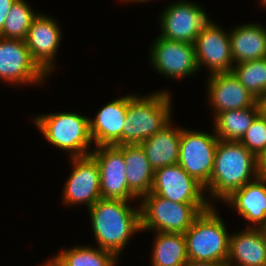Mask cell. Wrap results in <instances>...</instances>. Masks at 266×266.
I'll return each mask as SVG.
<instances>
[{
    "label": "cell",
    "mask_w": 266,
    "mask_h": 266,
    "mask_svg": "<svg viewBox=\"0 0 266 266\" xmlns=\"http://www.w3.org/2000/svg\"><path fill=\"white\" fill-rule=\"evenodd\" d=\"M231 56L235 64L266 58V28L247 23L229 31Z\"/></svg>",
    "instance_id": "20"
},
{
    "label": "cell",
    "mask_w": 266,
    "mask_h": 266,
    "mask_svg": "<svg viewBox=\"0 0 266 266\" xmlns=\"http://www.w3.org/2000/svg\"><path fill=\"white\" fill-rule=\"evenodd\" d=\"M231 72L259 101L266 97V58L234 64Z\"/></svg>",
    "instance_id": "26"
},
{
    "label": "cell",
    "mask_w": 266,
    "mask_h": 266,
    "mask_svg": "<svg viewBox=\"0 0 266 266\" xmlns=\"http://www.w3.org/2000/svg\"><path fill=\"white\" fill-rule=\"evenodd\" d=\"M230 234L212 205L202 212L184 233L188 260L226 265Z\"/></svg>",
    "instance_id": "4"
},
{
    "label": "cell",
    "mask_w": 266,
    "mask_h": 266,
    "mask_svg": "<svg viewBox=\"0 0 266 266\" xmlns=\"http://www.w3.org/2000/svg\"><path fill=\"white\" fill-rule=\"evenodd\" d=\"M39 132L52 146L67 151L70 157H84L92 139L89 118L74 112L41 114L33 119Z\"/></svg>",
    "instance_id": "6"
},
{
    "label": "cell",
    "mask_w": 266,
    "mask_h": 266,
    "mask_svg": "<svg viewBox=\"0 0 266 266\" xmlns=\"http://www.w3.org/2000/svg\"><path fill=\"white\" fill-rule=\"evenodd\" d=\"M259 173L261 177L266 178V152L259 159Z\"/></svg>",
    "instance_id": "31"
},
{
    "label": "cell",
    "mask_w": 266,
    "mask_h": 266,
    "mask_svg": "<svg viewBox=\"0 0 266 266\" xmlns=\"http://www.w3.org/2000/svg\"><path fill=\"white\" fill-rule=\"evenodd\" d=\"M263 229V232H264V236H265V239H266V227L262 228Z\"/></svg>",
    "instance_id": "36"
},
{
    "label": "cell",
    "mask_w": 266,
    "mask_h": 266,
    "mask_svg": "<svg viewBox=\"0 0 266 266\" xmlns=\"http://www.w3.org/2000/svg\"><path fill=\"white\" fill-rule=\"evenodd\" d=\"M260 113L259 101L250 108L218 113L214 117V132L219 140L239 142Z\"/></svg>",
    "instance_id": "23"
},
{
    "label": "cell",
    "mask_w": 266,
    "mask_h": 266,
    "mask_svg": "<svg viewBox=\"0 0 266 266\" xmlns=\"http://www.w3.org/2000/svg\"><path fill=\"white\" fill-rule=\"evenodd\" d=\"M122 199H99L87 211L98 247L118 258L131 236L141 231L140 207Z\"/></svg>",
    "instance_id": "2"
},
{
    "label": "cell",
    "mask_w": 266,
    "mask_h": 266,
    "mask_svg": "<svg viewBox=\"0 0 266 266\" xmlns=\"http://www.w3.org/2000/svg\"><path fill=\"white\" fill-rule=\"evenodd\" d=\"M59 266H115V254L99 247L75 246L63 249L52 258Z\"/></svg>",
    "instance_id": "25"
},
{
    "label": "cell",
    "mask_w": 266,
    "mask_h": 266,
    "mask_svg": "<svg viewBox=\"0 0 266 266\" xmlns=\"http://www.w3.org/2000/svg\"><path fill=\"white\" fill-rule=\"evenodd\" d=\"M223 202L250 222L248 228L266 227V178L259 175L241 189L235 190Z\"/></svg>",
    "instance_id": "18"
},
{
    "label": "cell",
    "mask_w": 266,
    "mask_h": 266,
    "mask_svg": "<svg viewBox=\"0 0 266 266\" xmlns=\"http://www.w3.org/2000/svg\"><path fill=\"white\" fill-rule=\"evenodd\" d=\"M46 264L42 265V266H59L52 258L50 259V261L48 260V262H45Z\"/></svg>",
    "instance_id": "33"
},
{
    "label": "cell",
    "mask_w": 266,
    "mask_h": 266,
    "mask_svg": "<svg viewBox=\"0 0 266 266\" xmlns=\"http://www.w3.org/2000/svg\"><path fill=\"white\" fill-rule=\"evenodd\" d=\"M60 28L49 14H38L24 40L33 60L48 76L56 66L54 61L62 39Z\"/></svg>",
    "instance_id": "15"
},
{
    "label": "cell",
    "mask_w": 266,
    "mask_h": 266,
    "mask_svg": "<svg viewBox=\"0 0 266 266\" xmlns=\"http://www.w3.org/2000/svg\"><path fill=\"white\" fill-rule=\"evenodd\" d=\"M208 84V102L214 116L223 111L250 108L259 101L232 72L212 74Z\"/></svg>",
    "instance_id": "16"
},
{
    "label": "cell",
    "mask_w": 266,
    "mask_h": 266,
    "mask_svg": "<svg viewBox=\"0 0 266 266\" xmlns=\"http://www.w3.org/2000/svg\"><path fill=\"white\" fill-rule=\"evenodd\" d=\"M16 0H0V32L4 26L7 15Z\"/></svg>",
    "instance_id": "29"
},
{
    "label": "cell",
    "mask_w": 266,
    "mask_h": 266,
    "mask_svg": "<svg viewBox=\"0 0 266 266\" xmlns=\"http://www.w3.org/2000/svg\"><path fill=\"white\" fill-rule=\"evenodd\" d=\"M171 123L140 144L154 171L178 164L181 128Z\"/></svg>",
    "instance_id": "21"
},
{
    "label": "cell",
    "mask_w": 266,
    "mask_h": 266,
    "mask_svg": "<svg viewBox=\"0 0 266 266\" xmlns=\"http://www.w3.org/2000/svg\"><path fill=\"white\" fill-rule=\"evenodd\" d=\"M259 175V159L253 153L240 142L219 140L210 181L204 187L212 198L208 201H224Z\"/></svg>",
    "instance_id": "1"
},
{
    "label": "cell",
    "mask_w": 266,
    "mask_h": 266,
    "mask_svg": "<svg viewBox=\"0 0 266 266\" xmlns=\"http://www.w3.org/2000/svg\"><path fill=\"white\" fill-rule=\"evenodd\" d=\"M195 53L199 69L203 66L210 75L231 72L234 61L231 56L229 32L209 21L196 37Z\"/></svg>",
    "instance_id": "14"
},
{
    "label": "cell",
    "mask_w": 266,
    "mask_h": 266,
    "mask_svg": "<svg viewBox=\"0 0 266 266\" xmlns=\"http://www.w3.org/2000/svg\"><path fill=\"white\" fill-rule=\"evenodd\" d=\"M259 2L261 3L262 7H266V0H259Z\"/></svg>",
    "instance_id": "35"
},
{
    "label": "cell",
    "mask_w": 266,
    "mask_h": 266,
    "mask_svg": "<svg viewBox=\"0 0 266 266\" xmlns=\"http://www.w3.org/2000/svg\"><path fill=\"white\" fill-rule=\"evenodd\" d=\"M226 266H266V239L262 228L246 227L229 236Z\"/></svg>",
    "instance_id": "19"
},
{
    "label": "cell",
    "mask_w": 266,
    "mask_h": 266,
    "mask_svg": "<svg viewBox=\"0 0 266 266\" xmlns=\"http://www.w3.org/2000/svg\"><path fill=\"white\" fill-rule=\"evenodd\" d=\"M140 201L141 231L185 233L194 220L212 204L175 203L153 193Z\"/></svg>",
    "instance_id": "5"
},
{
    "label": "cell",
    "mask_w": 266,
    "mask_h": 266,
    "mask_svg": "<svg viewBox=\"0 0 266 266\" xmlns=\"http://www.w3.org/2000/svg\"><path fill=\"white\" fill-rule=\"evenodd\" d=\"M150 61L160 75L181 79L199 71L195 46L192 43L156 37L151 45Z\"/></svg>",
    "instance_id": "9"
},
{
    "label": "cell",
    "mask_w": 266,
    "mask_h": 266,
    "mask_svg": "<svg viewBox=\"0 0 266 266\" xmlns=\"http://www.w3.org/2000/svg\"><path fill=\"white\" fill-rule=\"evenodd\" d=\"M160 13V37L195 43L196 37L210 21L202 6L188 1H176Z\"/></svg>",
    "instance_id": "10"
},
{
    "label": "cell",
    "mask_w": 266,
    "mask_h": 266,
    "mask_svg": "<svg viewBox=\"0 0 266 266\" xmlns=\"http://www.w3.org/2000/svg\"><path fill=\"white\" fill-rule=\"evenodd\" d=\"M155 91L138 97L128 94V110L122 132V145L141 144L168 125L172 119L171 95Z\"/></svg>",
    "instance_id": "3"
},
{
    "label": "cell",
    "mask_w": 266,
    "mask_h": 266,
    "mask_svg": "<svg viewBox=\"0 0 266 266\" xmlns=\"http://www.w3.org/2000/svg\"><path fill=\"white\" fill-rule=\"evenodd\" d=\"M218 141L215 132L208 134L181 128L178 164L204 187L214 168Z\"/></svg>",
    "instance_id": "7"
},
{
    "label": "cell",
    "mask_w": 266,
    "mask_h": 266,
    "mask_svg": "<svg viewBox=\"0 0 266 266\" xmlns=\"http://www.w3.org/2000/svg\"><path fill=\"white\" fill-rule=\"evenodd\" d=\"M122 1H123V2H125V1L127 2V1H128V3L131 2V1H132V2L135 1V2H139V3H143V2L150 1V0H122Z\"/></svg>",
    "instance_id": "34"
},
{
    "label": "cell",
    "mask_w": 266,
    "mask_h": 266,
    "mask_svg": "<svg viewBox=\"0 0 266 266\" xmlns=\"http://www.w3.org/2000/svg\"><path fill=\"white\" fill-rule=\"evenodd\" d=\"M91 151L100 170L102 199H139L128 187L123 152L117 145H101Z\"/></svg>",
    "instance_id": "12"
},
{
    "label": "cell",
    "mask_w": 266,
    "mask_h": 266,
    "mask_svg": "<svg viewBox=\"0 0 266 266\" xmlns=\"http://www.w3.org/2000/svg\"><path fill=\"white\" fill-rule=\"evenodd\" d=\"M258 159L266 152V118L260 113L239 141Z\"/></svg>",
    "instance_id": "28"
},
{
    "label": "cell",
    "mask_w": 266,
    "mask_h": 266,
    "mask_svg": "<svg viewBox=\"0 0 266 266\" xmlns=\"http://www.w3.org/2000/svg\"><path fill=\"white\" fill-rule=\"evenodd\" d=\"M205 188L179 164L156 169L151 193L184 204H212L205 197Z\"/></svg>",
    "instance_id": "11"
},
{
    "label": "cell",
    "mask_w": 266,
    "mask_h": 266,
    "mask_svg": "<svg viewBox=\"0 0 266 266\" xmlns=\"http://www.w3.org/2000/svg\"><path fill=\"white\" fill-rule=\"evenodd\" d=\"M261 113L266 118V97L259 101Z\"/></svg>",
    "instance_id": "32"
},
{
    "label": "cell",
    "mask_w": 266,
    "mask_h": 266,
    "mask_svg": "<svg viewBox=\"0 0 266 266\" xmlns=\"http://www.w3.org/2000/svg\"><path fill=\"white\" fill-rule=\"evenodd\" d=\"M184 266H226V265L216 262H202V261L188 260Z\"/></svg>",
    "instance_id": "30"
},
{
    "label": "cell",
    "mask_w": 266,
    "mask_h": 266,
    "mask_svg": "<svg viewBox=\"0 0 266 266\" xmlns=\"http://www.w3.org/2000/svg\"><path fill=\"white\" fill-rule=\"evenodd\" d=\"M38 15L25 0H16L5 20L0 37L25 40L33 19Z\"/></svg>",
    "instance_id": "27"
},
{
    "label": "cell",
    "mask_w": 266,
    "mask_h": 266,
    "mask_svg": "<svg viewBox=\"0 0 266 266\" xmlns=\"http://www.w3.org/2000/svg\"><path fill=\"white\" fill-rule=\"evenodd\" d=\"M152 266H184L188 261L183 233L155 232Z\"/></svg>",
    "instance_id": "24"
},
{
    "label": "cell",
    "mask_w": 266,
    "mask_h": 266,
    "mask_svg": "<svg viewBox=\"0 0 266 266\" xmlns=\"http://www.w3.org/2000/svg\"><path fill=\"white\" fill-rule=\"evenodd\" d=\"M123 152L126 167V179L129 189L141 199L151 192L154 181V169L149 164L140 144L117 145Z\"/></svg>",
    "instance_id": "22"
},
{
    "label": "cell",
    "mask_w": 266,
    "mask_h": 266,
    "mask_svg": "<svg viewBox=\"0 0 266 266\" xmlns=\"http://www.w3.org/2000/svg\"><path fill=\"white\" fill-rule=\"evenodd\" d=\"M49 77L33 60L24 40L0 37V79L8 84H39Z\"/></svg>",
    "instance_id": "8"
},
{
    "label": "cell",
    "mask_w": 266,
    "mask_h": 266,
    "mask_svg": "<svg viewBox=\"0 0 266 266\" xmlns=\"http://www.w3.org/2000/svg\"><path fill=\"white\" fill-rule=\"evenodd\" d=\"M69 158L73 170L64 184L63 202L68 206L85 204L89 209L101 199L99 166L91 155Z\"/></svg>",
    "instance_id": "13"
},
{
    "label": "cell",
    "mask_w": 266,
    "mask_h": 266,
    "mask_svg": "<svg viewBox=\"0 0 266 266\" xmlns=\"http://www.w3.org/2000/svg\"><path fill=\"white\" fill-rule=\"evenodd\" d=\"M128 110V95L103 106L94 119L89 118V130L96 147L122 145V132Z\"/></svg>",
    "instance_id": "17"
}]
</instances>
